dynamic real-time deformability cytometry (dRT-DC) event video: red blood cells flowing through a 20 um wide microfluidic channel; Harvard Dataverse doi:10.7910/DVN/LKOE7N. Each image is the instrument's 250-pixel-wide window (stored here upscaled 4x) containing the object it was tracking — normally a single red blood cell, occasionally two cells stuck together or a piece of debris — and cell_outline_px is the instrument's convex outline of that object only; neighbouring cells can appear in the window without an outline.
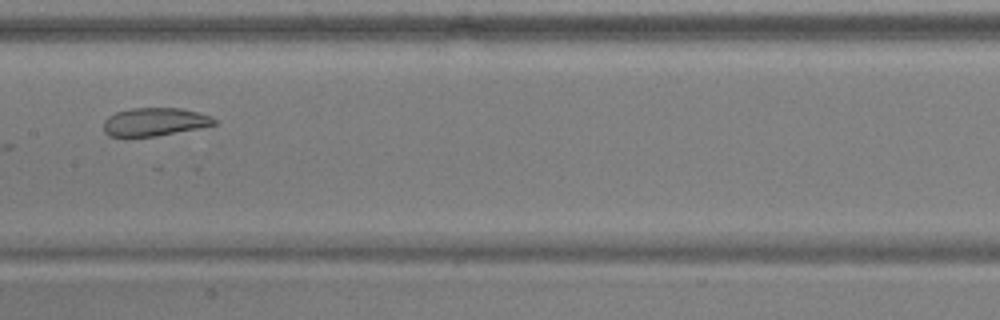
{"species": "common noctule bat (a hibernating species)", "species_latin": "Nyctalus noctula", "temperature_condition": "warm", "stored_images_in_passage": 8, "camera_frame_rate_fps": 3000, "um_per_image_px": 0.085, "animal": {"sex": "male", "body_mass_g": 17.9, "forearm_length_mm": 54.2}, "frame": {"image": 1, "passage_image": 8, "time_ms": 2.333, "image_size_px": [1000, 320], "cell_outline_px": [[216, 124], [156, 136], [108, 136], [104, 132], [104, 120], [108, 116], [116, 112], [132, 108], [180, 108], [200, 112], [212, 116], [216, 120]], "centroid_in_image_um": [13.14, 10.34], "position_along_channel_um": 194.3, "area_um2": 18.03}}